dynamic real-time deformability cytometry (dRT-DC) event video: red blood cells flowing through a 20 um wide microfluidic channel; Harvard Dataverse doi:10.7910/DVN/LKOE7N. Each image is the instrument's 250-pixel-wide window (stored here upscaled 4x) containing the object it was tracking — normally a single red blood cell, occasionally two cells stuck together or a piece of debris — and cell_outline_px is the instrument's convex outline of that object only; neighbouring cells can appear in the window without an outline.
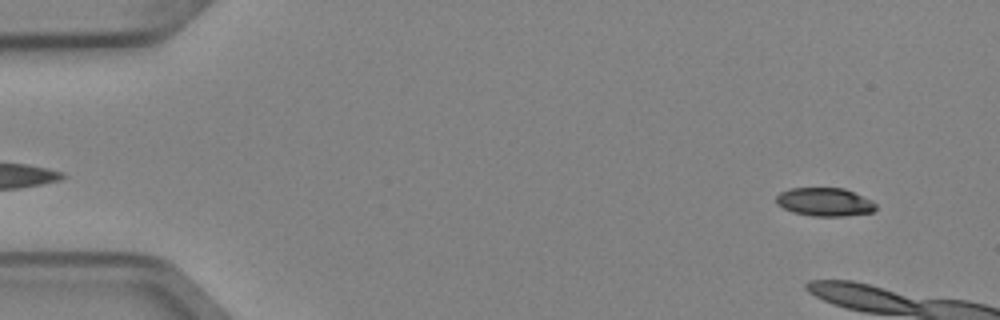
{"species": "Egyptian fruit bat (a non-hibernating species)", "species_latin": "Rousettus aegyptiacus", "temperature_condition": "cold", "stored_images_in_passage": 3, "camera_frame_rate_fps": 3000, "um_per_image_px": 0.085, "animal": {"sex": "female"}, "frame": {"image": 1, "passage_image": 1, "time_ms": 0.0, "image_size_px": [1000, 320], "cell_outline_px": [[876, 208], [872, 212], [844, 216], [812, 216], [792, 212], [776, 204], [776, 196], [780, 192], [788, 188], [844, 188], [872, 200], [876, 204]], "centroid_in_image_um": [70.08, 17.16], "position_along_channel_um": 14.9, "area_um2": 16.53}}